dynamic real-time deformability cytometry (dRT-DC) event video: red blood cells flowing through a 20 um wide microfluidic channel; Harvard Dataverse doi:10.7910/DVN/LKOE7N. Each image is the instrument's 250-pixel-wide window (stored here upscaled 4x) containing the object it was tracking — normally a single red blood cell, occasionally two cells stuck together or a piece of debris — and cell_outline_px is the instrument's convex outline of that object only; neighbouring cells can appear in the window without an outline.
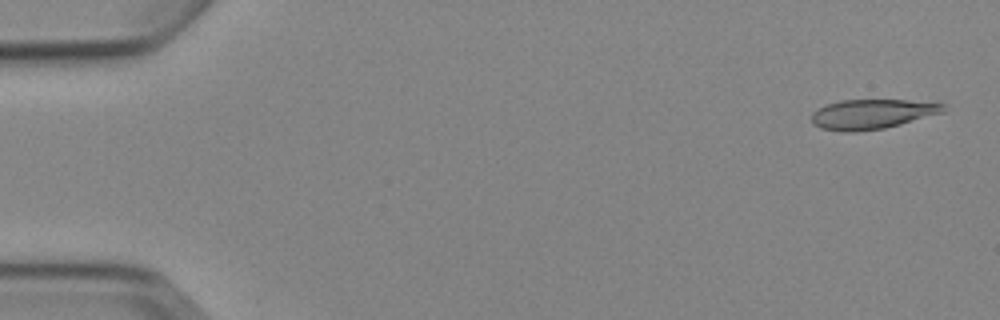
{"species": "Egyptian fruit bat (a non-hibernating species)", "species_latin": "Rousettus aegyptiacus", "temperature_condition": "cold", "stored_images_in_passage": 4, "camera_frame_rate_fps": 3000, "um_per_image_px": 0.085, "animal": {"sex": "female"}, "frame": {"image": 1, "passage_image": 1, "time_ms": 0.0, "image_size_px": [1000, 320], "cell_outline_px": [[948, 104], [944, 112], [900, 124], [884, 128], [856, 132], [844, 132], [820, 128], [812, 124], [812, 112], [824, 104], [840, 100], [940, 100]], "centroid_in_image_um": [74.2, 9.67], "position_along_channel_um": 10.8, "area_um2": 23.47}}
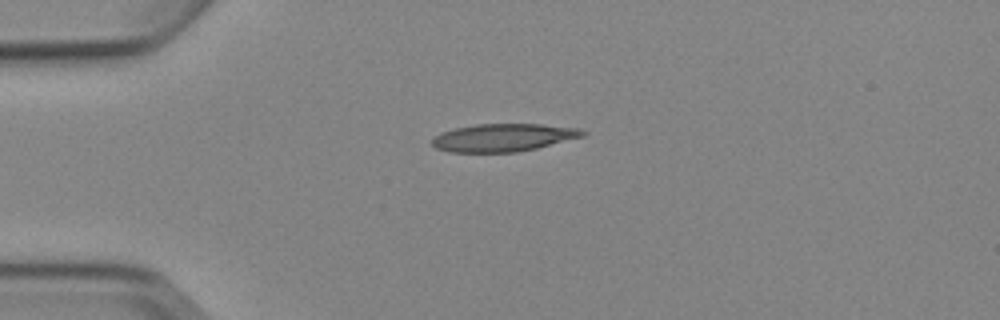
{"frame": {"image": 2, "passage_image": 4, "time_ms": 3.667, "image_size_px": [1000, 320], "cell_outline_px": [[588, 132], [584, 136], [536, 148], [516, 152], [448, 152], [436, 148], [432, 144], [432, 140], [440, 132], [456, 128], [476, 124], [540, 124], [580, 128]], "centroid_in_image_um": [42.79, 11.69], "position_along_channel_um": 42.2, "area_um2": 24.33}}